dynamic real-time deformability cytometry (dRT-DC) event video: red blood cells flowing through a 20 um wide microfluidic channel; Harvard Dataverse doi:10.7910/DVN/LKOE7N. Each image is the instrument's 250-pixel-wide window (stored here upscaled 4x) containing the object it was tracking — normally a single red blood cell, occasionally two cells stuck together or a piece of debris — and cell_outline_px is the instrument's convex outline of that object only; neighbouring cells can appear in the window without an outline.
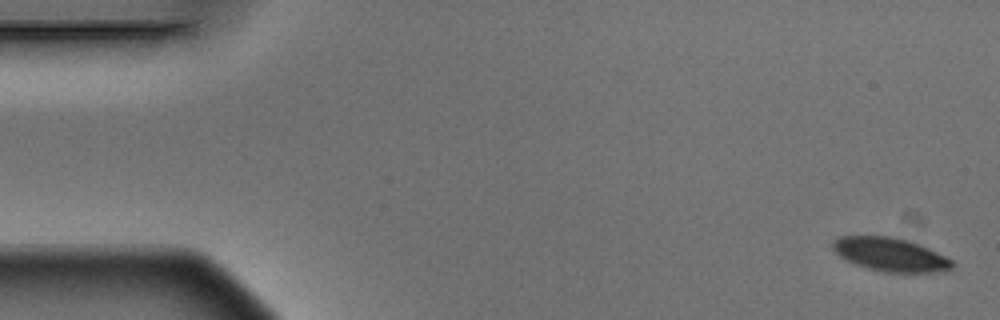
{"species": "Egyptian fruit bat (a non-hibernating species)", "species_latin": "Rousettus aegyptiacus", "temperature_condition": "warm", "stored_images_in_passage": 4, "camera_frame_rate_fps": 3000, "um_per_image_px": 0.085, "animal": {"sex": "male"}, "frame": {"image": 1, "passage_image": 1, "time_ms": 0.0, "image_size_px": [1000, 320], "cell_outline_px": [[956, 264], [948, 272], [884, 272], [868, 268], [856, 264], [840, 256], [832, 248], [832, 240], [840, 236], [892, 236], [928, 248], [952, 260]], "centroid_in_image_um": [75.7, 21.64], "position_along_channel_um": 9.3, "area_um2": 23.18}}
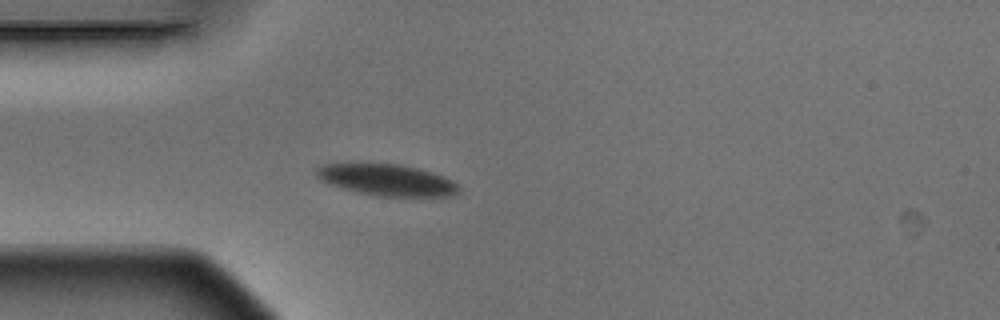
{"frame": {"image": 2, "passage_image": 4, "time_ms": 1.0, "image_size_px": [1000, 320], "cell_outline_px": [[460, 188], [452, 196], [376, 196], [356, 192], [320, 180], [316, 176], [316, 168], [324, 164], [400, 164], [420, 168], [444, 176], [460, 184]], "centroid_in_image_um": [32.93, 15.3], "position_along_channel_um": 52.1, "area_um2": 26.01}}